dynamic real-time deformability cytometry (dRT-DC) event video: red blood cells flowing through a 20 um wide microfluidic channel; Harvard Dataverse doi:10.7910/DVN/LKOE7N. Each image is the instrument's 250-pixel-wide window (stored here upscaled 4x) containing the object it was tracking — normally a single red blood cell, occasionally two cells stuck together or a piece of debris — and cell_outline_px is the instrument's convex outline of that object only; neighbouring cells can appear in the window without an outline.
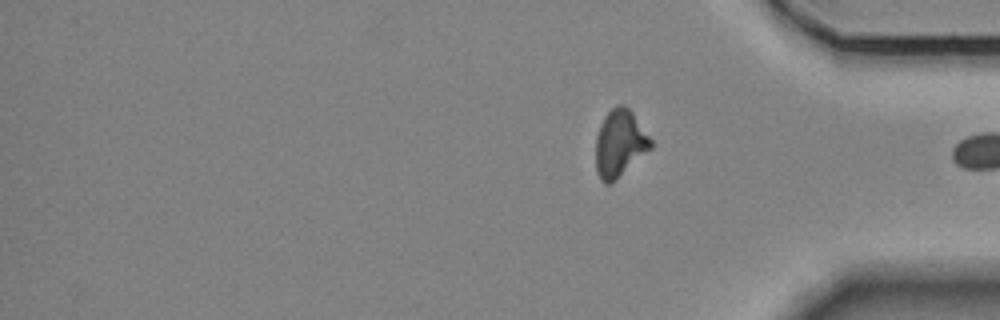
{"species": "Egyptian fruit bat (a non-hibernating species)", "species_latin": "Rousettus aegyptiacus", "temperature_condition": "room temperature", "stored_images_in_passage": 14, "segment_of_instrument_passage": [2, 2], "camera_frame_rate_fps": 3000, "um_per_image_px": 0.085, "animal": {"sex": "female"}, "frame": {"image": 1, "passage_image": 14, "time_ms": 17.667, "image_size_px": [1000, 320], "cell_outline_px": [[652, 148], [612, 184], [604, 184], [600, 180], [596, 172], [596, 136], [600, 124], [604, 116], [616, 104], [624, 104], [632, 112], [652, 140]], "centroid_in_image_um": [52.67, 12.21], "position_along_channel_um": 382.5, "area_um2": 21.73}}